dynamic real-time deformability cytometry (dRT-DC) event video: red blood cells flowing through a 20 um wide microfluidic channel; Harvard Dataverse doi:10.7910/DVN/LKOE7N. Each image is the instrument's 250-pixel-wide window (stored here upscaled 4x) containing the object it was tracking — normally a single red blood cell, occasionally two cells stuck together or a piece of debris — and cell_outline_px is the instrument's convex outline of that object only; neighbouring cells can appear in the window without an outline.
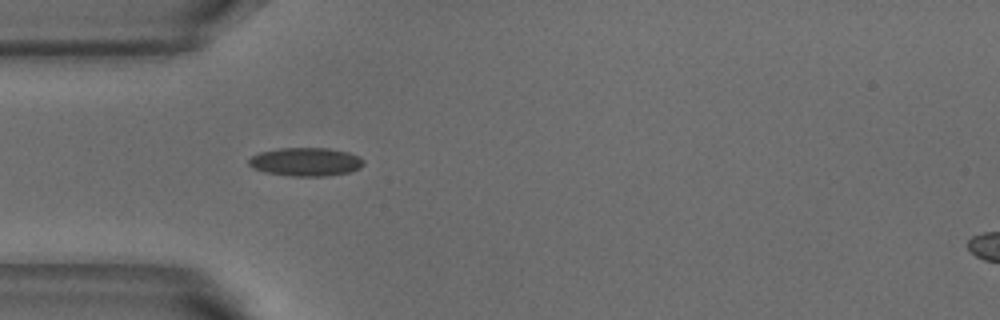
{"species": "common noctule bat (a hibernating species)", "species_latin": "Nyctalus noctula", "temperature_condition": "warm", "stored_images_in_passage": 3, "camera_frame_rate_fps": 3000, "um_per_image_px": 0.085, "animal": {"sex": "male", "body_mass_g": 18.8}, "frame": {"image": 1, "passage_image": 3, "time_ms": 0.667, "image_size_px": [1000, 320], "cell_outline_px": [[364, 164], [360, 168], [348, 172], [324, 176], [292, 176], [264, 172], [252, 168], [248, 164], [248, 160], [252, 156], [260, 152], [280, 148], [328, 148], [348, 152], [360, 156], [364, 160]], "centroid_in_image_um": [25.99, 13.75], "position_along_channel_um": 59.0, "area_um2": 19.07}}